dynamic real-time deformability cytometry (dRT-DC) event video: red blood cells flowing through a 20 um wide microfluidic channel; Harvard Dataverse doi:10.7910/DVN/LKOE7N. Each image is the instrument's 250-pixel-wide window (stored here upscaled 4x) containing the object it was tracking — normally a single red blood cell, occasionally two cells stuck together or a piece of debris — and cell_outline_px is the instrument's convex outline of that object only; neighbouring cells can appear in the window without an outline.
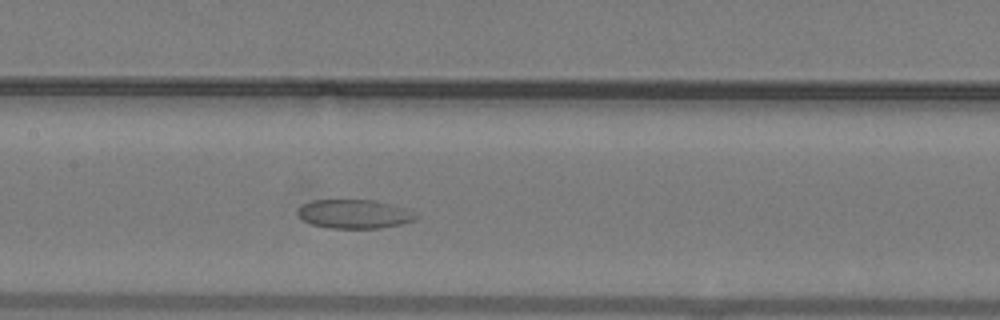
{"species": "common noctule bat (a hibernating species)", "species_latin": "Nyctalus noctula", "temperature_condition": "warm", "stored_images_in_passage": 37, "camera_frame_rate_fps": 3000, "um_per_image_px": 0.085, "animal": {"sex": "male", "body_mass_g": 19.2, "forearm_length_mm": 51.8}, "frame": {"image": 1, "passage_image": 14, "time_ms": 4.333, "image_size_px": [1000, 320], "cell_outline_px": [[416, 220], [400, 224], [380, 228], [328, 228], [312, 224], [304, 220], [296, 212], [300, 204], [312, 200], [372, 200], [392, 204], [404, 208], [416, 216]], "centroid_in_image_um": [30.06, 18.18], "position_along_channel_um": 177.3, "area_um2": 19.77}}
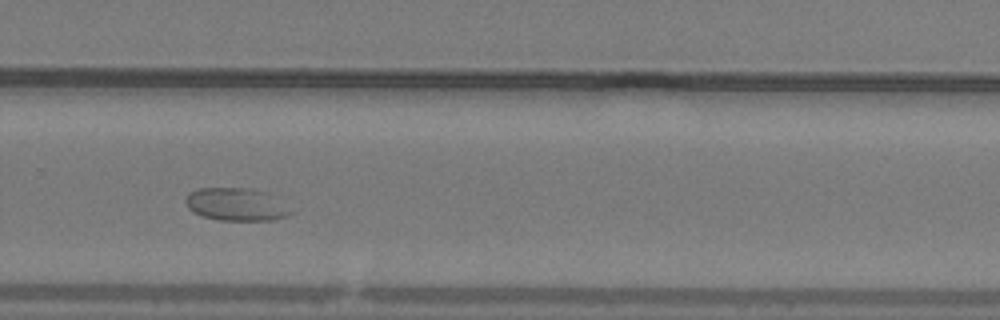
{"frame": {"image": 2, "passage_image": 23, "time_ms": 7.333, "image_size_px": [1000, 320], "cell_outline_px": [[292, 212], [288, 216], [272, 220], [220, 220], [204, 216], [192, 212], [188, 208], [184, 200], [188, 192], [200, 188], [252, 188], [268, 192]], "centroid_in_image_um": [20.03, 17.36], "position_along_channel_um": 309.8, "area_um2": 20.0}}
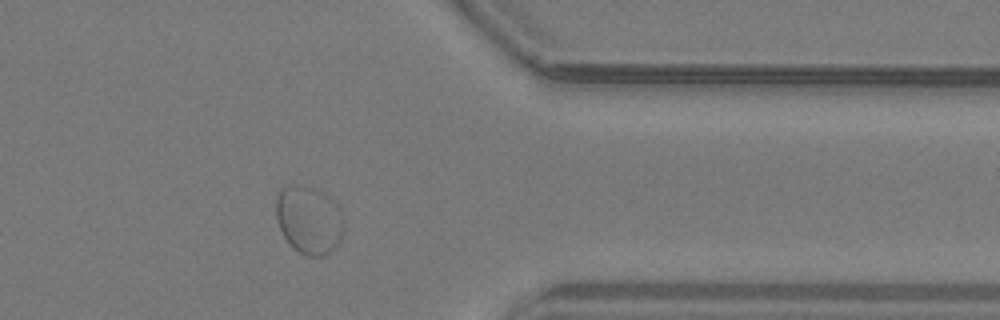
{"frame": {"image": 3, "passage_image": 29, "time_ms": 9.333, "image_size_px": [1000, 320], "cell_outline_px": [[344, 228], [340, 240], [324, 256], [308, 256], [292, 248], [284, 236], [276, 220], [276, 200], [280, 188], [288, 184], [304, 184], [316, 188], [324, 192], [336, 200], [340, 208]], "centroid_in_image_um": [26.25, 18.63], "position_along_channel_um": 385.1, "area_um2": 27.4}}